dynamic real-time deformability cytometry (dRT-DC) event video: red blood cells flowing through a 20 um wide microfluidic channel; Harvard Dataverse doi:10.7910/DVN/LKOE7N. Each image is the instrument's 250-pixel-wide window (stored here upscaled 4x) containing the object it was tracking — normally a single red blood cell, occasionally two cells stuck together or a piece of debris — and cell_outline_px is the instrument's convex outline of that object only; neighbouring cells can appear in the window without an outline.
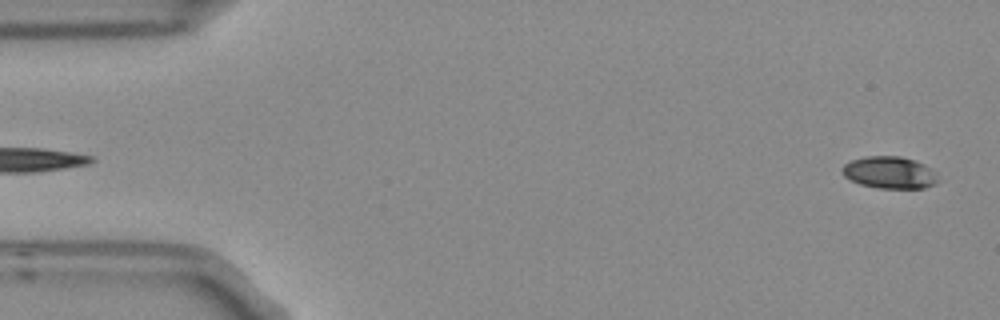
{"species": "Egyptian fruit bat (a non-hibernating species)", "species_latin": "Rousettus aegyptiacus", "temperature_condition": "room temperature", "stored_images_in_passage": 5, "segment_of_instrument_passage": [2, 2], "camera_frame_rate_fps": 3000, "um_per_image_px": 0.085, "frame": {"image": 1, "passage_image": 5, "time_ms": 1.333, "image_size_px": [1000, 320], "cell_outline_px": [[936, 184], [924, 188], [876, 188], [860, 184], [844, 176], [840, 172], [840, 168], [844, 164], [852, 160], [864, 156], [900, 156], [924, 164], [936, 172]], "centroid_in_image_um": [75.57, 14.66], "position_along_channel_um": 9.4, "area_um2": 17.92}}